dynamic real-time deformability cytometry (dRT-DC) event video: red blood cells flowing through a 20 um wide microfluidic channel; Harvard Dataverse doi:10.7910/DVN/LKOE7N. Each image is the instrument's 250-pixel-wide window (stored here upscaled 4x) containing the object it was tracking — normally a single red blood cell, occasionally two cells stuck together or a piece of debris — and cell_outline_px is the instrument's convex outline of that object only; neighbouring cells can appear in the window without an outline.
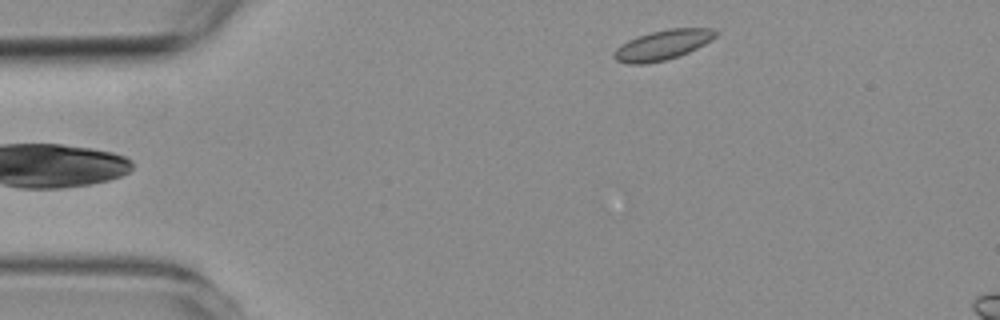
{"species": "common noctule bat (a hibernating species)", "species_latin": "Nyctalus noctula", "temperature_condition": "room temperature", "stored_images_in_passage": 5, "camera_frame_rate_fps": 3000, "um_per_image_px": 0.085, "animal": {"sex": "female", "body_mass_g": 19.3, "forearm_length_mm": 54.1}, "frame": {"image": 1, "passage_image": 5, "time_ms": 5.333, "image_size_px": [1000, 320], "cell_outline_px": [[716, 36], [704, 44], [688, 52], [664, 60], [644, 64], [628, 64], [616, 60], [612, 56], [612, 52], [620, 44], [636, 36], [668, 28], [716, 28]], "centroid_in_image_um": [56.27, 3.81], "position_along_channel_um": 28.7, "area_um2": 17.63}}